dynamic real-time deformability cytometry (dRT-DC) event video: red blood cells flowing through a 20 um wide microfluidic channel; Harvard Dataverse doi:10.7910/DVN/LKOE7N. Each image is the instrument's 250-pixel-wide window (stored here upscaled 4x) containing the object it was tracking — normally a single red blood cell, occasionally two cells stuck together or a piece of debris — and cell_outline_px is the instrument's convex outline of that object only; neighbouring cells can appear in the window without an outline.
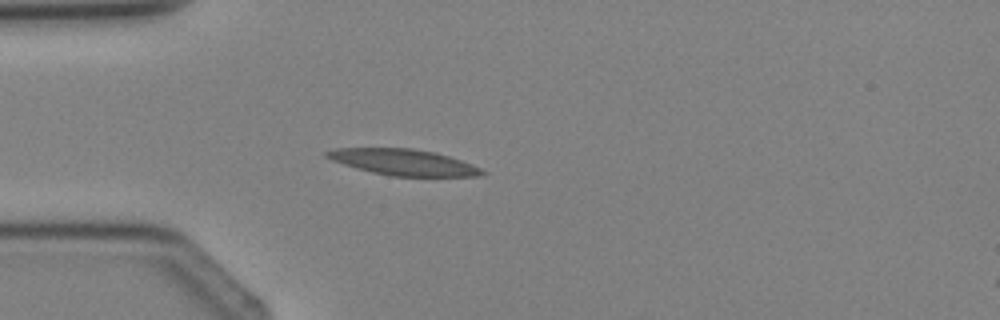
{"species": "Egyptian fruit bat (a non-hibernating species)", "species_latin": "Rousettus aegyptiacus", "temperature_condition": "cold", "stored_images_in_passage": 3, "camera_frame_rate_fps": 3000, "um_per_image_px": 0.085, "animal": {"sex": "female"}, "frame": {"image": 1, "passage_image": 2, "time_ms": 1.333, "image_size_px": [1000, 320], "cell_outline_px": [[488, 172], [480, 176], [388, 176], [356, 168], [332, 160], [324, 156], [324, 152], [336, 148], [412, 148], [436, 152], [472, 164]], "centroid_in_image_um": [34.29, 13.78], "position_along_channel_um": 50.7, "area_um2": 23.58}}